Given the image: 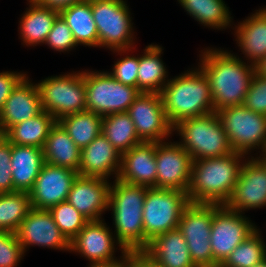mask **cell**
Instances as JSON below:
<instances>
[{"instance_id": "cell-17", "label": "cell", "mask_w": 266, "mask_h": 267, "mask_svg": "<svg viewBox=\"0 0 266 267\" xmlns=\"http://www.w3.org/2000/svg\"><path fill=\"white\" fill-rule=\"evenodd\" d=\"M225 206L241 213L266 207V168L252 154L243 163L232 196Z\"/></svg>"}, {"instance_id": "cell-20", "label": "cell", "mask_w": 266, "mask_h": 267, "mask_svg": "<svg viewBox=\"0 0 266 267\" xmlns=\"http://www.w3.org/2000/svg\"><path fill=\"white\" fill-rule=\"evenodd\" d=\"M139 255L147 267H196L178 228L154 237Z\"/></svg>"}, {"instance_id": "cell-44", "label": "cell", "mask_w": 266, "mask_h": 267, "mask_svg": "<svg viewBox=\"0 0 266 267\" xmlns=\"http://www.w3.org/2000/svg\"><path fill=\"white\" fill-rule=\"evenodd\" d=\"M40 6L47 7L49 9L55 10L57 12H61L62 10L72 6L73 4H77L83 2L85 0H34Z\"/></svg>"}, {"instance_id": "cell-28", "label": "cell", "mask_w": 266, "mask_h": 267, "mask_svg": "<svg viewBox=\"0 0 266 267\" xmlns=\"http://www.w3.org/2000/svg\"><path fill=\"white\" fill-rule=\"evenodd\" d=\"M43 154L45 163L66 167L77 172L79 170L81 149L58 121L49 131Z\"/></svg>"}, {"instance_id": "cell-30", "label": "cell", "mask_w": 266, "mask_h": 267, "mask_svg": "<svg viewBox=\"0 0 266 267\" xmlns=\"http://www.w3.org/2000/svg\"><path fill=\"white\" fill-rule=\"evenodd\" d=\"M59 14L70 27L77 45L98 47V32L91 10V0L73 4Z\"/></svg>"}, {"instance_id": "cell-40", "label": "cell", "mask_w": 266, "mask_h": 267, "mask_svg": "<svg viewBox=\"0 0 266 267\" xmlns=\"http://www.w3.org/2000/svg\"><path fill=\"white\" fill-rule=\"evenodd\" d=\"M243 105L255 113L266 116V78L257 72L251 79Z\"/></svg>"}, {"instance_id": "cell-39", "label": "cell", "mask_w": 266, "mask_h": 267, "mask_svg": "<svg viewBox=\"0 0 266 267\" xmlns=\"http://www.w3.org/2000/svg\"><path fill=\"white\" fill-rule=\"evenodd\" d=\"M25 255L15 233L0 231V267H17Z\"/></svg>"}, {"instance_id": "cell-6", "label": "cell", "mask_w": 266, "mask_h": 267, "mask_svg": "<svg viewBox=\"0 0 266 267\" xmlns=\"http://www.w3.org/2000/svg\"><path fill=\"white\" fill-rule=\"evenodd\" d=\"M129 9L126 0H91L99 48L136 50L134 22Z\"/></svg>"}, {"instance_id": "cell-19", "label": "cell", "mask_w": 266, "mask_h": 267, "mask_svg": "<svg viewBox=\"0 0 266 267\" xmlns=\"http://www.w3.org/2000/svg\"><path fill=\"white\" fill-rule=\"evenodd\" d=\"M109 181L101 177L78 175L66 201L89 221L102 220L103 213L108 211Z\"/></svg>"}, {"instance_id": "cell-24", "label": "cell", "mask_w": 266, "mask_h": 267, "mask_svg": "<svg viewBox=\"0 0 266 267\" xmlns=\"http://www.w3.org/2000/svg\"><path fill=\"white\" fill-rule=\"evenodd\" d=\"M255 11L233 29L241 54L256 67L266 57V9Z\"/></svg>"}, {"instance_id": "cell-14", "label": "cell", "mask_w": 266, "mask_h": 267, "mask_svg": "<svg viewBox=\"0 0 266 267\" xmlns=\"http://www.w3.org/2000/svg\"><path fill=\"white\" fill-rule=\"evenodd\" d=\"M127 113L142 142H163L174 134L159 93H141L129 106Z\"/></svg>"}, {"instance_id": "cell-49", "label": "cell", "mask_w": 266, "mask_h": 267, "mask_svg": "<svg viewBox=\"0 0 266 267\" xmlns=\"http://www.w3.org/2000/svg\"><path fill=\"white\" fill-rule=\"evenodd\" d=\"M137 267H147L142 262Z\"/></svg>"}, {"instance_id": "cell-33", "label": "cell", "mask_w": 266, "mask_h": 267, "mask_svg": "<svg viewBox=\"0 0 266 267\" xmlns=\"http://www.w3.org/2000/svg\"><path fill=\"white\" fill-rule=\"evenodd\" d=\"M102 116L82 111L62 117L58 122L80 148L88 146L102 132Z\"/></svg>"}, {"instance_id": "cell-25", "label": "cell", "mask_w": 266, "mask_h": 267, "mask_svg": "<svg viewBox=\"0 0 266 267\" xmlns=\"http://www.w3.org/2000/svg\"><path fill=\"white\" fill-rule=\"evenodd\" d=\"M10 163L14 192H29L45 163L43 148L11 144Z\"/></svg>"}, {"instance_id": "cell-8", "label": "cell", "mask_w": 266, "mask_h": 267, "mask_svg": "<svg viewBox=\"0 0 266 267\" xmlns=\"http://www.w3.org/2000/svg\"><path fill=\"white\" fill-rule=\"evenodd\" d=\"M43 111L56 121L64 116L86 111L84 71L49 76L36 83Z\"/></svg>"}, {"instance_id": "cell-2", "label": "cell", "mask_w": 266, "mask_h": 267, "mask_svg": "<svg viewBox=\"0 0 266 267\" xmlns=\"http://www.w3.org/2000/svg\"><path fill=\"white\" fill-rule=\"evenodd\" d=\"M239 152L194 160L187 195L190 203L225 205L248 156ZM246 157V158H245Z\"/></svg>"}, {"instance_id": "cell-16", "label": "cell", "mask_w": 266, "mask_h": 267, "mask_svg": "<svg viewBox=\"0 0 266 267\" xmlns=\"http://www.w3.org/2000/svg\"><path fill=\"white\" fill-rule=\"evenodd\" d=\"M15 234L24 253L31 246L70 251V242L57 227L49 210L32 208Z\"/></svg>"}, {"instance_id": "cell-45", "label": "cell", "mask_w": 266, "mask_h": 267, "mask_svg": "<svg viewBox=\"0 0 266 267\" xmlns=\"http://www.w3.org/2000/svg\"><path fill=\"white\" fill-rule=\"evenodd\" d=\"M256 72L266 78V57L256 66Z\"/></svg>"}, {"instance_id": "cell-1", "label": "cell", "mask_w": 266, "mask_h": 267, "mask_svg": "<svg viewBox=\"0 0 266 267\" xmlns=\"http://www.w3.org/2000/svg\"><path fill=\"white\" fill-rule=\"evenodd\" d=\"M200 52L198 67L208 79L214 111L242 105L256 67L221 48L207 47Z\"/></svg>"}, {"instance_id": "cell-41", "label": "cell", "mask_w": 266, "mask_h": 267, "mask_svg": "<svg viewBox=\"0 0 266 267\" xmlns=\"http://www.w3.org/2000/svg\"><path fill=\"white\" fill-rule=\"evenodd\" d=\"M10 159L11 143L0 134V194L14 192Z\"/></svg>"}, {"instance_id": "cell-43", "label": "cell", "mask_w": 266, "mask_h": 267, "mask_svg": "<svg viewBox=\"0 0 266 267\" xmlns=\"http://www.w3.org/2000/svg\"><path fill=\"white\" fill-rule=\"evenodd\" d=\"M141 263L139 254L128 252L120 260L109 264H91L89 267H137Z\"/></svg>"}, {"instance_id": "cell-15", "label": "cell", "mask_w": 266, "mask_h": 267, "mask_svg": "<svg viewBox=\"0 0 266 267\" xmlns=\"http://www.w3.org/2000/svg\"><path fill=\"white\" fill-rule=\"evenodd\" d=\"M168 141L155 142L156 188L187 192L191 180L192 157L177 141Z\"/></svg>"}, {"instance_id": "cell-36", "label": "cell", "mask_w": 266, "mask_h": 267, "mask_svg": "<svg viewBox=\"0 0 266 267\" xmlns=\"http://www.w3.org/2000/svg\"><path fill=\"white\" fill-rule=\"evenodd\" d=\"M54 222L61 233L70 242L89 222L79 211L67 201L60 202L49 209Z\"/></svg>"}, {"instance_id": "cell-48", "label": "cell", "mask_w": 266, "mask_h": 267, "mask_svg": "<svg viewBox=\"0 0 266 267\" xmlns=\"http://www.w3.org/2000/svg\"><path fill=\"white\" fill-rule=\"evenodd\" d=\"M213 267H229L224 265L223 263H217L216 265H214Z\"/></svg>"}, {"instance_id": "cell-35", "label": "cell", "mask_w": 266, "mask_h": 267, "mask_svg": "<svg viewBox=\"0 0 266 267\" xmlns=\"http://www.w3.org/2000/svg\"><path fill=\"white\" fill-rule=\"evenodd\" d=\"M257 228L250 236L240 243L223 262L229 267H253L266 258V243Z\"/></svg>"}, {"instance_id": "cell-31", "label": "cell", "mask_w": 266, "mask_h": 267, "mask_svg": "<svg viewBox=\"0 0 266 267\" xmlns=\"http://www.w3.org/2000/svg\"><path fill=\"white\" fill-rule=\"evenodd\" d=\"M55 118L46 111L10 127L3 135L11 144L43 148Z\"/></svg>"}, {"instance_id": "cell-23", "label": "cell", "mask_w": 266, "mask_h": 267, "mask_svg": "<svg viewBox=\"0 0 266 267\" xmlns=\"http://www.w3.org/2000/svg\"><path fill=\"white\" fill-rule=\"evenodd\" d=\"M156 175L155 142H142L122 153L118 180L156 188Z\"/></svg>"}, {"instance_id": "cell-5", "label": "cell", "mask_w": 266, "mask_h": 267, "mask_svg": "<svg viewBox=\"0 0 266 267\" xmlns=\"http://www.w3.org/2000/svg\"><path fill=\"white\" fill-rule=\"evenodd\" d=\"M173 132L180 136L178 143L193 161L234 152L216 112L182 120L173 126Z\"/></svg>"}, {"instance_id": "cell-34", "label": "cell", "mask_w": 266, "mask_h": 267, "mask_svg": "<svg viewBox=\"0 0 266 267\" xmlns=\"http://www.w3.org/2000/svg\"><path fill=\"white\" fill-rule=\"evenodd\" d=\"M32 209L28 192L15 191L0 194V231L15 233Z\"/></svg>"}, {"instance_id": "cell-10", "label": "cell", "mask_w": 266, "mask_h": 267, "mask_svg": "<svg viewBox=\"0 0 266 267\" xmlns=\"http://www.w3.org/2000/svg\"><path fill=\"white\" fill-rule=\"evenodd\" d=\"M86 110L100 116L127 112L141 94L132 86L116 81L108 71L84 70Z\"/></svg>"}, {"instance_id": "cell-46", "label": "cell", "mask_w": 266, "mask_h": 267, "mask_svg": "<svg viewBox=\"0 0 266 267\" xmlns=\"http://www.w3.org/2000/svg\"><path fill=\"white\" fill-rule=\"evenodd\" d=\"M255 154H257L255 158L266 168V155L264 153H261L258 156V152Z\"/></svg>"}, {"instance_id": "cell-3", "label": "cell", "mask_w": 266, "mask_h": 267, "mask_svg": "<svg viewBox=\"0 0 266 267\" xmlns=\"http://www.w3.org/2000/svg\"><path fill=\"white\" fill-rule=\"evenodd\" d=\"M112 183L108 211L113 214V233L127 252L140 254L145 249L142 215L147 187L118 179Z\"/></svg>"}, {"instance_id": "cell-42", "label": "cell", "mask_w": 266, "mask_h": 267, "mask_svg": "<svg viewBox=\"0 0 266 267\" xmlns=\"http://www.w3.org/2000/svg\"><path fill=\"white\" fill-rule=\"evenodd\" d=\"M27 75L25 72L2 71L0 72V111L5 101L17 86V84Z\"/></svg>"}, {"instance_id": "cell-22", "label": "cell", "mask_w": 266, "mask_h": 267, "mask_svg": "<svg viewBox=\"0 0 266 267\" xmlns=\"http://www.w3.org/2000/svg\"><path fill=\"white\" fill-rule=\"evenodd\" d=\"M122 154L102 133L88 146L81 149L78 174L82 176L117 179L121 167Z\"/></svg>"}, {"instance_id": "cell-38", "label": "cell", "mask_w": 266, "mask_h": 267, "mask_svg": "<svg viewBox=\"0 0 266 267\" xmlns=\"http://www.w3.org/2000/svg\"><path fill=\"white\" fill-rule=\"evenodd\" d=\"M44 44L50 49L60 53L69 52L78 46L73 38L70 27L60 14L54 21L52 29L47 35Z\"/></svg>"}, {"instance_id": "cell-37", "label": "cell", "mask_w": 266, "mask_h": 267, "mask_svg": "<svg viewBox=\"0 0 266 267\" xmlns=\"http://www.w3.org/2000/svg\"><path fill=\"white\" fill-rule=\"evenodd\" d=\"M132 49L126 50H112V52H116L124 57H121L117 61H115L112 71H108V73L116 80L121 82L124 85H129L137 88V77H138V68H139V55L134 54L130 55ZM126 53V54H125ZM126 56H125V55Z\"/></svg>"}, {"instance_id": "cell-13", "label": "cell", "mask_w": 266, "mask_h": 267, "mask_svg": "<svg viewBox=\"0 0 266 267\" xmlns=\"http://www.w3.org/2000/svg\"><path fill=\"white\" fill-rule=\"evenodd\" d=\"M107 226L104 218L102 220L89 221L70 241L69 252H75L89 260V265L109 264L120 260L128 252L116 240L112 229ZM117 249L121 251V256L118 259L115 256Z\"/></svg>"}, {"instance_id": "cell-32", "label": "cell", "mask_w": 266, "mask_h": 267, "mask_svg": "<svg viewBox=\"0 0 266 267\" xmlns=\"http://www.w3.org/2000/svg\"><path fill=\"white\" fill-rule=\"evenodd\" d=\"M101 133L121 154L142 143L127 112L103 116Z\"/></svg>"}, {"instance_id": "cell-29", "label": "cell", "mask_w": 266, "mask_h": 267, "mask_svg": "<svg viewBox=\"0 0 266 267\" xmlns=\"http://www.w3.org/2000/svg\"><path fill=\"white\" fill-rule=\"evenodd\" d=\"M194 20L211 29L233 27V17L223 0H177Z\"/></svg>"}, {"instance_id": "cell-27", "label": "cell", "mask_w": 266, "mask_h": 267, "mask_svg": "<svg viewBox=\"0 0 266 267\" xmlns=\"http://www.w3.org/2000/svg\"><path fill=\"white\" fill-rule=\"evenodd\" d=\"M143 51L139 55L137 89L141 93L160 94L169 80L166 64L161 59L163 47L152 43Z\"/></svg>"}, {"instance_id": "cell-9", "label": "cell", "mask_w": 266, "mask_h": 267, "mask_svg": "<svg viewBox=\"0 0 266 267\" xmlns=\"http://www.w3.org/2000/svg\"><path fill=\"white\" fill-rule=\"evenodd\" d=\"M234 152L249 155L266 148V116L247 109L243 104L216 111Z\"/></svg>"}, {"instance_id": "cell-12", "label": "cell", "mask_w": 266, "mask_h": 267, "mask_svg": "<svg viewBox=\"0 0 266 267\" xmlns=\"http://www.w3.org/2000/svg\"><path fill=\"white\" fill-rule=\"evenodd\" d=\"M244 214L232 211L225 205L213 204L210 245L216 263H223L229 254L258 228Z\"/></svg>"}, {"instance_id": "cell-18", "label": "cell", "mask_w": 266, "mask_h": 267, "mask_svg": "<svg viewBox=\"0 0 266 267\" xmlns=\"http://www.w3.org/2000/svg\"><path fill=\"white\" fill-rule=\"evenodd\" d=\"M78 172L44 163L33 188L28 192L32 208L49 210L67 200Z\"/></svg>"}, {"instance_id": "cell-7", "label": "cell", "mask_w": 266, "mask_h": 267, "mask_svg": "<svg viewBox=\"0 0 266 267\" xmlns=\"http://www.w3.org/2000/svg\"><path fill=\"white\" fill-rule=\"evenodd\" d=\"M189 204L187 192L147 187L142 215L145 248L154 237L177 229L180 217Z\"/></svg>"}, {"instance_id": "cell-47", "label": "cell", "mask_w": 266, "mask_h": 267, "mask_svg": "<svg viewBox=\"0 0 266 267\" xmlns=\"http://www.w3.org/2000/svg\"><path fill=\"white\" fill-rule=\"evenodd\" d=\"M253 267H266V258L262 260L260 263L254 265Z\"/></svg>"}, {"instance_id": "cell-21", "label": "cell", "mask_w": 266, "mask_h": 267, "mask_svg": "<svg viewBox=\"0 0 266 267\" xmlns=\"http://www.w3.org/2000/svg\"><path fill=\"white\" fill-rule=\"evenodd\" d=\"M43 112L39 90L28 74L13 89L0 111V134Z\"/></svg>"}, {"instance_id": "cell-4", "label": "cell", "mask_w": 266, "mask_h": 267, "mask_svg": "<svg viewBox=\"0 0 266 267\" xmlns=\"http://www.w3.org/2000/svg\"><path fill=\"white\" fill-rule=\"evenodd\" d=\"M160 94L172 126L185 119L215 112L208 79L198 66L170 78Z\"/></svg>"}, {"instance_id": "cell-11", "label": "cell", "mask_w": 266, "mask_h": 267, "mask_svg": "<svg viewBox=\"0 0 266 267\" xmlns=\"http://www.w3.org/2000/svg\"><path fill=\"white\" fill-rule=\"evenodd\" d=\"M213 204L190 203L183 211L178 230L184 236L191 260L196 267H213L210 245Z\"/></svg>"}, {"instance_id": "cell-26", "label": "cell", "mask_w": 266, "mask_h": 267, "mask_svg": "<svg viewBox=\"0 0 266 267\" xmlns=\"http://www.w3.org/2000/svg\"><path fill=\"white\" fill-rule=\"evenodd\" d=\"M27 1L29 6L19 21V38L27 47L43 45L59 12L40 6L34 0Z\"/></svg>"}]
</instances>
